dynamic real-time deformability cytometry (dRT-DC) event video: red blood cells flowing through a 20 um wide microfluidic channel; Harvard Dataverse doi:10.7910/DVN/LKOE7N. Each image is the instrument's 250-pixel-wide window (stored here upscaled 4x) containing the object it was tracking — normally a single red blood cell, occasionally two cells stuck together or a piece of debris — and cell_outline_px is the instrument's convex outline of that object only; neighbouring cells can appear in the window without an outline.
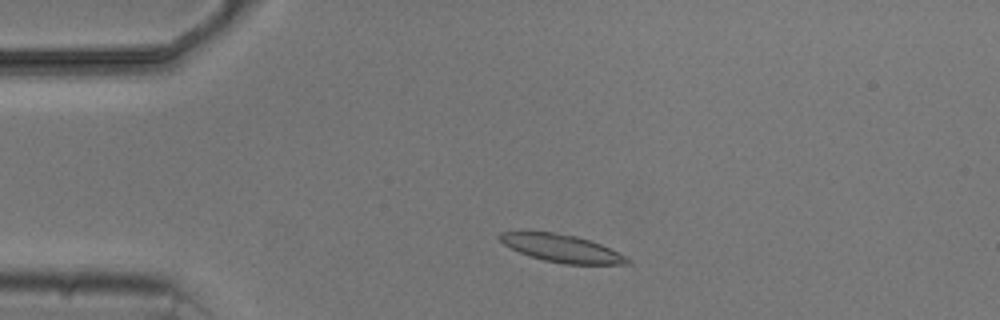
{"species": "common noctule bat (a hibernating species)", "species_latin": "Nyctalus noctula", "temperature_condition": "cold", "stored_images_in_passage": 3, "camera_frame_rate_fps": 3000, "um_per_image_px": 0.085, "animal": {"sex": "male", "body_mass_g": 20.5, "forearm_length_mm": 52.5}, "frame": {"image": 1, "passage_image": 2, "time_ms": 1.333, "image_size_px": [1000, 320], "cell_outline_px": [[632, 264], [564, 264], [544, 260], [520, 252], [504, 244], [496, 236], [500, 232], [552, 232], [576, 236], [600, 244], [632, 260]], "centroid_in_image_um": [47.74, 21.11], "position_along_channel_um": 37.3, "area_um2": 20.11}}